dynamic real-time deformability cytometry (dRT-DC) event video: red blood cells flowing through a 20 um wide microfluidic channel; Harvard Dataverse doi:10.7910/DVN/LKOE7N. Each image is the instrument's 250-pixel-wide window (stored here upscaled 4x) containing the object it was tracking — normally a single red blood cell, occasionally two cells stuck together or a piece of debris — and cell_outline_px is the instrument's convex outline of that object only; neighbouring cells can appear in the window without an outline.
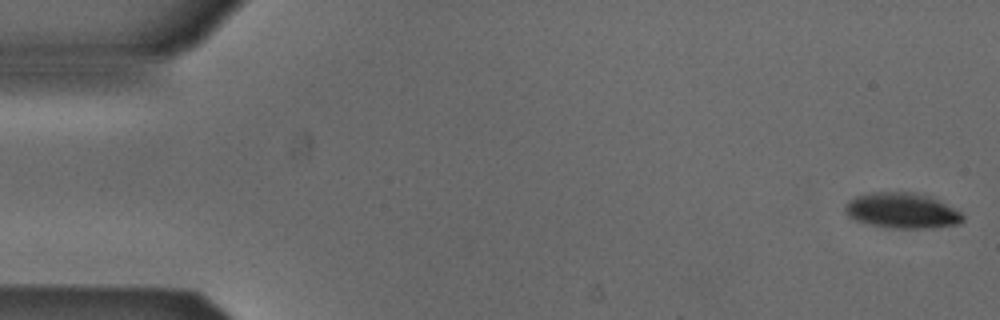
{"species": "Egyptian fruit bat (a non-hibernating species)", "species_latin": "Rousettus aegyptiacus", "temperature_condition": "cold", "stored_images_in_passage": 53, "camera_frame_rate_fps": 3000, "um_per_image_px": 0.085, "animal": {"sex": "male"}, "frame": {"image": 1, "passage_image": 1, "time_ms": 0.0, "image_size_px": [1000, 320], "cell_outline_px": [[964, 220], [960, 224], [932, 228], [884, 228], [856, 220], [848, 216], [844, 212], [844, 204], [848, 200], [856, 196], [872, 192], [916, 192], [932, 196], [940, 200], [960, 212], [964, 216]], "centroid_in_image_um": [76.67, 17.9], "position_along_channel_um": 8.3, "area_um2": 24.74}}
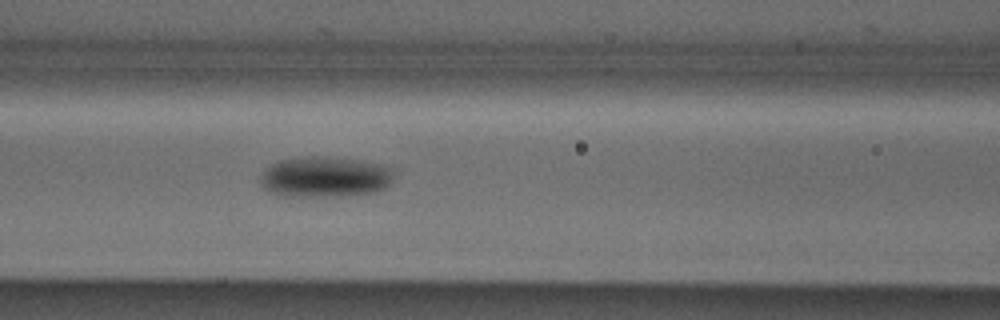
{"frame": {"image": 2, "passage_image": 22, "time_ms": 7.0, "image_size_px": [1000, 320], "cell_outline_px": [[392, 180], [384, 188], [376, 192], [336, 196], [284, 196], [268, 192], [260, 184], [260, 180], [264, 168], [280, 160], [308, 156], [320, 156], [360, 160], [392, 168]], "centroid_in_image_um": [27.57, 15.04], "position_along_channel_um": 139.0, "area_um2": 31.56}}
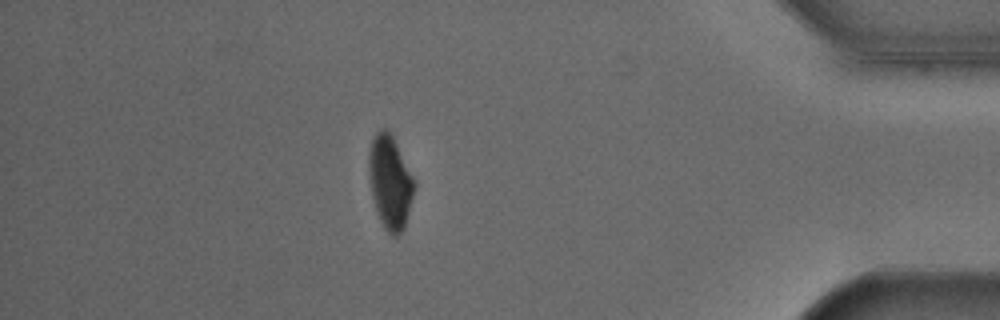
{"frame": {"image": 3, "passage_image": 46, "time_ms": 15.0, "image_size_px": [1000, 320], "cell_outline_px": [[416, 188], [404, 228], [396, 236], [392, 236], [384, 228], [376, 212], [372, 196], [368, 172], [368, 156], [372, 140], [376, 132], [380, 128], [384, 128], [392, 136], [416, 184]], "centroid_in_image_um": [33.14, 15.51], "position_along_channel_um": 402.1, "area_um2": 24.57}, "authors_computed_cell_mechanics": {"area_um2": 27.0504, "velocity_mm_per_s": 3.8611, "shape_relaxation_time_tau1_ms": 2.2756, "shape_relaxation_time_tau2_ms": null, "deformation_change_tau1": 0.1034, "deformation_change_tau2": null}}